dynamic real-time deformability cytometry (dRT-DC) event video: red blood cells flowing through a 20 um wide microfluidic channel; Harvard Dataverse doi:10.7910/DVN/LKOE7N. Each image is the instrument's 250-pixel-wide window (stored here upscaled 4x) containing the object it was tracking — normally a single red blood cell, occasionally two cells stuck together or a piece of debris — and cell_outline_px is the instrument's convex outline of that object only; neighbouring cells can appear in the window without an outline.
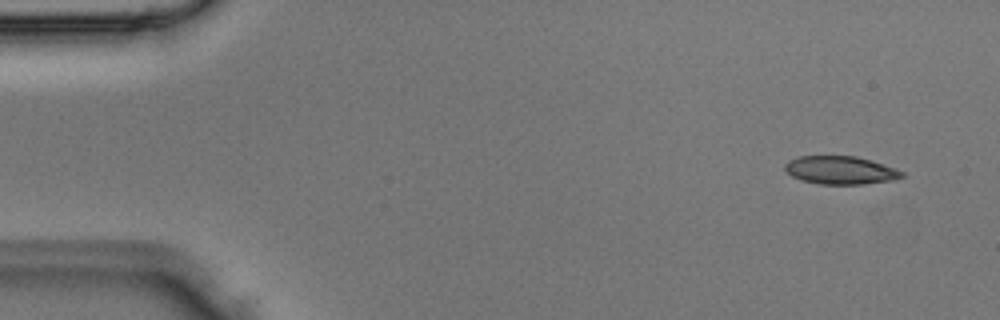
{"species": "Egyptian fruit bat (a non-hibernating species)", "species_latin": "Rousettus aegyptiacus", "temperature_condition": "room temperature", "stored_images_in_passage": 3, "camera_frame_rate_fps": 3000, "um_per_image_px": 0.085, "animal": {"sex": "male"}, "frame": {"image": 1, "passage_image": 1, "time_ms": 0.0, "image_size_px": [1000, 320], "cell_outline_px": [[904, 176], [896, 180], [864, 184], [820, 184], [800, 180], [792, 176], [784, 168], [784, 164], [788, 160], [800, 156], [856, 156], [872, 160], [896, 168], [904, 172]], "centroid_in_image_um": [71.47, 14.47], "position_along_channel_um": 13.5, "area_um2": 19.36}}